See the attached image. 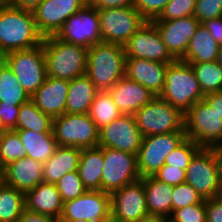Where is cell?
<instances>
[{"instance_id":"41","label":"cell","mask_w":222,"mask_h":222,"mask_svg":"<svg viewBox=\"0 0 222 222\" xmlns=\"http://www.w3.org/2000/svg\"><path fill=\"white\" fill-rule=\"evenodd\" d=\"M170 222H206V200L174 210Z\"/></svg>"},{"instance_id":"19","label":"cell","mask_w":222,"mask_h":222,"mask_svg":"<svg viewBox=\"0 0 222 222\" xmlns=\"http://www.w3.org/2000/svg\"><path fill=\"white\" fill-rule=\"evenodd\" d=\"M170 54L176 59H182L189 42L199 26V20L194 16L170 21H152Z\"/></svg>"},{"instance_id":"50","label":"cell","mask_w":222,"mask_h":222,"mask_svg":"<svg viewBox=\"0 0 222 222\" xmlns=\"http://www.w3.org/2000/svg\"><path fill=\"white\" fill-rule=\"evenodd\" d=\"M204 100L222 119V90L206 94Z\"/></svg>"},{"instance_id":"22","label":"cell","mask_w":222,"mask_h":222,"mask_svg":"<svg viewBox=\"0 0 222 222\" xmlns=\"http://www.w3.org/2000/svg\"><path fill=\"white\" fill-rule=\"evenodd\" d=\"M168 64L141 58H126L125 76L142 84L154 96H159L165 83Z\"/></svg>"},{"instance_id":"51","label":"cell","mask_w":222,"mask_h":222,"mask_svg":"<svg viewBox=\"0 0 222 222\" xmlns=\"http://www.w3.org/2000/svg\"><path fill=\"white\" fill-rule=\"evenodd\" d=\"M42 0H13L12 6L24 10L33 11Z\"/></svg>"},{"instance_id":"45","label":"cell","mask_w":222,"mask_h":222,"mask_svg":"<svg viewBox=\"0 0 222 222\" xmlns=\"http://www.w3.org/2000/svg\"><path fill=\"white\" fill-rule=\"evenodd\" d=\"M20 106L2 104L0 102V120L6 130H16V123Z\"/></svg>"},{"instance_id":"24","label":"cell","mask_w":222,"mask_h":222,"mask_svg":"<svg viewBox=\"0 0 222 222\" xmlns=\"http://www.w3.org/2000/svg\"><path fill=\"white\" fill-rule=\"evenodd\" d=\"M25 209L60 219L63 200L56 184L42 182L24 194Z\"/></svg>"},{"instance_id":"38","label":"cell","mask_w":222,"mask_h":222,"mask_svg":"<svg viewBox=\"0 0 222 222\" xmlns=\"http://www.w3.org/2000/svg\"><path fill=\"white\" fill-rule=\"evenodd\" d=\"M201 149L193 140L186 138L180 145L171 151L165 158V164L185 169L193 156Z\"/></svg>"},{"instance_id":"43","label":"cell","mask_w":222,"mask_h":222,"mask_svg":"<svg viewBox=\"0 0 222 222\" xmlns=\"http://www.w3.org/2000/svg\"><path fill=\"white\" fill-rule=\"evenodd\" d=\"M170 0H134L133 7L146 21H152L160 16Z\"/></svg>"},{"instance_id":"49","label":"cell","mask_w":222,"mask_h":222,"mask_svg":"<svg viewBox=\"0 0 222 222\" xmlns=\"http://www.w3.org/2000/svg\"><path fill=\"white\" fill-rule=\"evenodd\" d=\"M134 5V0H97L92 6L97 9L130 7Z\"/></svg>"},{"instance_id":"55","label":"cell","mask_w":222,"mask_h":222,"mask_svg":"<svg viewBox=\"0 0 222 222\" xmlns=\"http://www.w3.org/2000/svg\"><path fill=\"white\" fill-rule=\"evenodd\" d=\"M216 62L222 67V45L219 47Z\"/></svg>"},{"instance_id":"4","label":"cell","mask_w":222,"mask_h":222,"mask_svg":"<svg viewBox=\"0 0 222 222\" xmlns=\"http://www.w3.org/2000/svg\"><path fill=\"white\" fill-rule=\"evenodd\" d=\"M192 66L181 59L169 63L159 98L185 114L197 101L204 99Z\"/></svg>"},{"instance_id":"11","label":"cell","mask_w":222,"mask_h":222,"mask_svg":"<svg viewBox=\"0 0 222 222\" xmlns=\"http://www.w3.org/2000/svg\"><path fill=\"white\" fill-rule=\"evenodd\" d=\"M186 139L185 132L145 136L137 153L140 178L153 176L164 164L167 155Z\"/></svg>"},{"instance_id":"20","label":"cell","mask_w":222,"mask_h":222,"mask_svg":"<svg viewBox=\"0 0 222 222\" xmlns=\"http://www.w3.org/2000/svg\"><path fill=\"white\" fill-rule=\"evenodd\" d=\"M70 81L59 78H46L41 87L30 97L34 105L52 118L66 113V101Z\"/></svg>"},{"instance_id":"47","label":"cell","mask_w":222,"mask_h":222,"mask_svg":"<svg viewBox=\"0 0 222 222\" xmlns=\"http://www.w3.org/2000/svg\"><path fill=\"white\" fill-rule=\"evenodd\" d=\"M201 24L208 30L213 39L222 45V17L208 19Z\"/></svg>"},{"instance_id":"31","label":"cell","mask_w":222,"mask_h":222,"mask_svg":"<svg viewBox=\"0 0 222 222\" xmlns=\"http://www.w3.org/2000/svg\"><path fill=\"white\" fill-rule=\"evenodd\" d=\"M29 100L30 96L25 92L11 68L0 58V102L21 106Z\"/></svg>"},{"instance_id":"15","label":"cell","mask_w":222,"mask_h":222,"mask_svg":"<svg viewBox=\"0 0 222 222\" xmlns=\"http://www.w3.org/2000/svg\"><path fill=\"white\" fill-rule=\"evenodd\" d=\"M185 171V182L197 190L204 200L215 198L220 178L210 148H201Z\"/></svg>"},{"instance_id":"36","label":"cell","mask_w":222,"mask_h":222,"mask_svg":"<svg viewBox=\"0 0 222 222\" xmlns=\"http://www.w3.org/2000/svg\"><path fill=\"white\" fill-rule=\"evenodd\" d=\"M24 157L27 154L19 134L15 130H7L0 137V168Z\"/></svg>"},{"instance_id":"16","label":"cell","mask_w":222,"mask_h":222,"mask_svg":"<svg viewBox=\"0 0 222 222\" xmlns=\"http://www.w3.org/2000/svg\"><path fill=\"white\" fill-rule=\"evenodd\" d=\"M110 209L122 222H137L148 215L143 182L138 180L111 193Z\"/></svg>"},{"instance_id":"17","label":"cell","mask_w":222,"mask_h":222,"mask_svg":"<svg viewBox=\"0 0 222 222\" xmlns=\"http://www.w3.org/2000/svg\"><path fill=\"white\" fill-rule=\"evenodd\" d=\"M84 0H42L32 11L39 32L56 35L64 22L85 6Z\"/></svg>"},{"instance_id":"10","label":"cell","mask_w":222,"mask_h":222,"mask_svg":"<svg viewBox=\"0 0 222 222\" xmlns=\"http://www.w3.org/2000/svg\"><path fill=\"white\" fill-rule=\"evenodd\" d=\"M101 190L108 194L140 180L137 155L103 147Z\"/></svg>"},{"instance_id":"34","label":"cell","mask_w":222,"mask_h":222,"mask_svg":"<svg viewBox=\"0 0 222 222\" xmlns=\"http://www.w3.org/2000/svg\"><path fill=\"white\" fill-rule=\"evenodd\" d=\"M88 114L99 129L122 115L109 91L97 92Z\"/></svg>"},{"instance_id":"30","label":"cell","mask_w":222,"mask_h":222,"mask_svg":"<svg viewBox=\"0 0 222 222\" xmlns=\"http://www.w3.org/2000/svg\"><path fill=\"white\" fill-rule=\"evenodd\" d=\"M220 45L200 23L191 38L186 54L181 59L188 63L216 61Z\"/></svg>"},{"instance_id":"9","label":"cell","mask_w":222,"mask_h":222,"mask_svg":"<svg viewBox=\"0 0 222 222\" xmlns=\"http://www.w3.org/2000/svg\"><path fill=\"white\" fill-rule=\"evenodd\" d=\"M101 27V41L124 46L146 22L133 7L97 9Z\"/></svg>"},{"instance_id":"28","label":"cell","mask_w":222,"mask_h":222,"mask_svg":"<svg viewBox=\"0 0 222 222\" xmlns=\"http://www.w3.org/2000/svg\"><path fill=\"white\" fill-rule=\"evenodd\" d=\"M104 166L103 147L81 149L78 172L87 190H101V174Z\"/></svg>"},{"instance_id":"58","label":"cell","mask_w":222,"mask_h":222,"mask_svg":"<svg viewBox=\"0 0 222 222\" xmlns=\"http://www.w3.org/2000/svg\"><path fill=\"white\" fill-rule=\"evenodd\" d=\"M13 0H0V5L5 6V5H11L12 6Z\"/></svg>"},{"instance_id":"26","label":"cell","mask_w":222,"mask_h":222,"mask_svg":"<svg viewBox=\"0 0 222 222\" xmlns=\"http://www.w3.org/2000/svg\"><path fill=\"white\" fill-rule=\"evenodd\" d=\"M145 188L148 214L170 218L172 215L173 186L154 176L140 178Z\"/></svg>"},{"instance_id":"33","label":"cell","mask_w":222,"mask_h":222,"mask_svg":"<svg viewBox=\"0 0 222 222\" xmlns=\"http://www.w3.org/2000/svg\"><path fill=\"white\" fill-rule=\"evenodd\" d=\"M25 209L24 193L0 181V222H17Z\"/></svg>"},{"instance_id":"46","label":"cell","mask_w":222,"mask_h":222,"mask_svg":"<svg viewBox=\"0 0 222 222\" xmlns=\"http://www.w3.org/2000/svg\"><path fill=\"white\" fill-rule=\"evenodd\" d=\"M206 222H222V204L214 198L206 199Z\"/></svg>"},{"instance_id":"14","label":"cell","mask_w":222,"mask_h":222,"mask_svg":"<svg viewBox=\"0 0 222 222\" xmlns=\"http://www.w3.org/2000/svg\"><path fill=\"white\" fill-rule=\"evenodd\" d=\"M142 139L134 115L122 114L99 129L98 146L137 155Z\"/></svg>"},{"instance_id":"60","label":"cell","mask_w":222,"mask_h":222,"mask_svg":"<svg viewBox=\"0 0 222 222\" xmlns=\"http://www.w3.org/2000/svg\"><path fill=\"white\" fill-rule=\"evenodd\" d=\"M97 0H84L86 5H93Z\"/></svg>"},{"instance_id":"7","label":"cell","mask_w":222,"mask_h":222,"mask_svg":"<svg viewBox=\"0 0 222 222\" xmlns=\"http://www.w3.org/2000/svg\"><path fill=\"white\" fill-rule=\"evenodd\" d=\"M2 59L11 68L25 92L31 97L47 78L43 44L5 54Z\"/></svg>"},{"instance_id":"2","label":"cell","mask_w":222,"mask_h":222,"mask_svg":"<svg viewBox=\"0 0 222 222\" xmlns=\"http://www.w3.org/2000/svg\"><path fill=\"white\" fill-rule=\"evenodd\" d=\"M124 46L99 42L88 48L86 76L99 91H108L125 76Z\"/></svg>"},{"instance_id":"21","label":"cell","mask_w":222,"mask_h":222,"mask_svg":"<svg viewBox=\"0 0 222 222\" xmlns=\"http://www.w3.org/2000/svg\"><path fill=\"white\" fill-rule=\"evenodd\" d=\"M2 180L25 194L43 182V163L30 157L20 158L2 169Z\"/></svg>"},{"instance_id":"23","label":"cell","mask_w":222,"mask_h":222,"mask_svg":"<svg viewBox=\"0 0 222 222\" xmlns=\"http://www.w3.org/2000/svg\"><path fill=\"white\" fill-rule=\"evenodd\" d=\"M108 91L124 115H134L156 97L142 84L130 80L126 76L117 81Z\"/></svg>"},{"instance_id":"54","label":"cell","mask_w":222,"mask_h":222,"mask_svg":"<svg viewBox=\"0 0 222 222\" xmlns=\"http://www.w3.org/2000/svg\"><path fill=\"white\" fill-rule=\"evenodd\" d=\"M214 199L222 204V181H220V183L218 185V189H217V192H216V195H215Z\"/></svg>"},{"instance_id":"8","label":"cell","mask_w":222,"mask_h":222,"mask_svg":"<svg viewBox=\"0 0 222 222\" xmlns=\"http://www.w3.org/2000/svg\"><path fill=\"white\" fill-rule=\"evenodd\" d=\"M53 133L58 146L86 149L99 145V128L88 113L53 118Z\"/></svg>"},{"instance_id":"39","label":"cell","mask_w":222,"mask_h":222,"mask_svg":"<svg viewBox=\"0 0 222 222\" xmlns=\"http://www.w3.org/2000/svg\"><path fill=\"white\" fill-rule=\"evenodd\" d=\"M197 0H170L160 16L152 21H170L194 16Z\"/></svg>"},{"instance_id":"56","label":"cell","mask_w":222,"mask_h":222,"mask_svg":"<svg viewBox=\"0 0 222 222\" xmlns=\"http://www.w3.org/2000/svg\"><path fill=\"white\" fill-rule=\"evenodd\" d=\"M100 222H122V221L119 220V219H117V218H115V217H113V216L110 214L107 218L101 220Z\"/></svg>"},{"instance_id":"37","label":"cell","mask_w":222,"mask_h":222,"mask_svg":"<svg viewBox=\"0 0 222 222\" xmlns=\"http://www.w3.org/2000/svg\"><path fill=\"white\" fill-rule=\"evenodd\" d=\"M55 184L63 202L74 200L87 191L83 185L78 170L66 173Z\"/></svg>"},{"instance_id":"6","label":"cell","mask_w":222,"mask_h":222,"mask_svg":"<svg viewBox=\"0 0 222 222\" xmlns=\"http://www.w3.org/2000/svg\"><path fill=\"white\" fill-rule=\"evenodd\" d=\"M186 138L201 148L222 145V119L203 99L184 114Z\"/></svg>"},{"instance_id":"13","label":"cell","mask_w":222,"mask_h":222,"mask_svg":"<svg viewBox=\"0 0 222 222\" xmlns=\"http://www.w3.org/2000/svg\"><path fill=\"white\" fill-rule=\"evenodd\" d=\"M124 49L126 58H141L166 64L176 60L152 21H146L124 45Z\"/></svg>"},{"instance_id":"48","label":"cell","mask_w":222,"mask_h":222,"mask_svg":"<svg viewBox=\"0 0 222 222\" xmlns=\"http://www.w3.org/2000/svg\"><path fill=\"white\" fill-rule=\"evenodd\" d=\"M17 222H58V220L45 214L35 213L24 209Z\"/></svg>"},{"instance_id":"27","label":"cell","mask_w":222,"mask_h":222,"mask_svg":"<svg viewBox=\"0 0 222 222\" xmlns=\"http://www.w3.org/2000/svg\"><path fill=\"white\" fill-rule=\"evenodd\" d=\"M25 147L27 157L45 163L58 147L53 132L38 133L33 130H15Z\"/></svg>"},{"instance_id":"3","label":"cell","mask_w":222,"mask_h":222,"mask_svg":"<svg viewBox=\"0 0 222 222\" xmlns=\"http://www.w3.org/2000/svg\"><path fill=\"white\" fill-rule=\"evenodd\" d=\"M47 76L71 81L86 74L88 48L70 44L55 35L44 37Z\"/></svg>"},{"instance_id":"5","label":"cell","mask_w":222,"mask_h":222,"mask_svg":"<svg viewBox=\"0 0 222 222\" xmlns=\"http://www.w3.org/2000/svg\"><path fill=\"white\" fill-rule=\"evenodd\" d=\"M143 137L156 134L185 132L184 114L167 101L154 97L134 114Z\"/></svg>"},{"instance_id":"1","label":"cell","mask_w":222,"mask_h":222,"mask_svg":"<svg viewBox=\"0 0 222 222\" xmlns=\"http://www.w3.org/2000/svg\"><path fill=\"white\" fill-rule=\"evenodd\" d=\"M33 12L11 5L0 6V58L43 43Z\"/></svg>"},{"instance_id":"42","label":"cell","mask_w":222,"mask_h":222,"mask_svg":"<svg viewBox=\"0 0 222 222\" xmlns=\"http://www.w3.org/2000/svg\"><path fill=\"white\" fill-rule=\"evenodd\" d=\"M194 17L199 20V23L222 17V0H197Z\"/></svg>"},{"instance_id":"44","label":"cell","mask_w":222,"mask_h":222,"mask_svg":"<svg viewBox=\"0 0 222 222\" xmlns=\"http://www.w3.org/2000/svg\"><path fill=\"white\" fill-rule=\"evenodd\" d=\"M185 173V169L164 164L153 176L159 181L175 186L186 181Z\"/></svg>"},{"instance_id":"25","label":"cell","mask_w":222,"mask_h":222,"mask_svg":"<svg viewBox=\"0 0 222 222\" xmlns=\"http://www.w3.org/2000/svg\"><path fill=\"white\" fill-rule=\"evenodd\" d=\"M81 149L58 146L55 153L43 163V181L55 184L63 175L78 170Z\"/></svg>"},{"instance_id":"52","label":"cell","mask_w":222,"mask_h":222,"mask_svg":"<svg viewBox=\"0 0 222 222\" xmlns=\"http://www.w3.org/2000/svg\"><path fill=\"white\" fill-rule=\"evenodd\" d=\"M210 149L212 150L213 153L220 181H222V145L210 147Z\"/></svg>"},{"instance_id":"35","label":"cell","mask_w":222,"mask_h":222,"mask_svg":"<svg viewBox=\"0 0 222 222\" xmlns=\"http://www.w3.org/2000/svg\"><path fill=\"white\" fill-rule=\"evenodd\" d=\"M189 64L204 95L222 90V67L216 61Z\"/></svg>"},{"instance_id":"61","label":"cell","mask_w":222,"mask_h":222,"mask_svg":"<svg viewBox=\"0 0 222 222\" xmlns=\"http://www.w3.org/2000/svg\"><path fill=\"white\" fill-rule=\"evenodd\" d=\"M2 180V169L0 168V181Z\"/></svg>"},{"instance_id":"32","label":"cell","mask_w":222,"mask_h":222,"mask_svg":"<svg viewBox=\"0 0 222 222\" xmlns=\"http://www.w3.org/2000/svg\"><path fill=\"white\" fill-rule=\"evenodd\" d=\"M16 129L33 130L38 133L53 132V118L29 100L20 106Z\"/></svg>"},{"instance_id":"29","label":"cell","mask_w":222,"mask_h":222,"mask_svg":"<svg viewBox=\"0 0 222 222\" xmlns=\"http://www.w3.org/2000/svg\"><path fill=\"white\" fill-rule=\"evenodd\" d=\"M98 91L86 75L72 79L67 95L66 113H89L90 106Z\"/></svg>"},{"instance_id":"59","label":"cell","mask_w":222,"mask_h":222,"mask_svg":"<svg viewBox=\"0 0 222 222\" xmlns=\"http://www.w3.org/2000/svg\"><path fill=\"white\" fill-rule=\"evenodd\" d=\"M6 128L3 126L1 120H0V137L6 132Z\"/></svg>"},{"instance_id":"57","label":"cell","mask_w":222,"mask_h":222,"mask_svg":"<svg viewBox=\"0 0 222 222\" xmlns=\"http://www.w3.org/2000/svg\"><path fill=\"white\" fill-rule=\"evenodd\" d=\"M58 222H92V221H88V220L59 219Z\"/></svg>"},{"instance_id":"18","label":"cell","mask_w":222,"mask_h":222,"mask_svg":"<svg viewBox=\"0 0 222 222\" xmlns=\"http://www.w3.org/2000/svg\"><path fill=\"white\" fill-rule=\"evenodd\" d=\"M110 214V194L102 190H87L74 200L64 202L60 219L100 222Z\"/></svg>"},{"instance_id":"40","label":"cell","mask_w":222,"mask_h":222,"mask_svg":"<svg viewBox=\"0 0 222 222\" xmlns=\"http://www.w3.org/2000/svg\"><path fill=\"white\" fill-rule=\"evenodd\" d=\"M204 199L190 184L184 182L173 186L172 192V213L176 209L191 204L202 203Z\"/></svg>"},{"instance_id":"12","label":"cell","mask_w":222,"mask_h":222,"mask_svg":"<svg viewBox=\"0 0 222 222\" xmlns=\"http://www.w3.org/2000/svg\"><path fill=\"white\" fill-rule=\"evenodd\" d=\"M55 36L67 43L87 48L102 42L97 8L92 5H85L64 22Z\"/></svg>"},{"instance_id":"53","label":"cell","mask_w":222,"mask_h":222,"mask_svg":"<svg viewBox=\"0 0 222 222\" xmlns=\"http://www.w3.org/2000/svg\"><path fill=\"white\" fill-rule=\"evenodd\" d=\"M137 222H170V218L148 214Z\"/></svg>"}]
</instances>
